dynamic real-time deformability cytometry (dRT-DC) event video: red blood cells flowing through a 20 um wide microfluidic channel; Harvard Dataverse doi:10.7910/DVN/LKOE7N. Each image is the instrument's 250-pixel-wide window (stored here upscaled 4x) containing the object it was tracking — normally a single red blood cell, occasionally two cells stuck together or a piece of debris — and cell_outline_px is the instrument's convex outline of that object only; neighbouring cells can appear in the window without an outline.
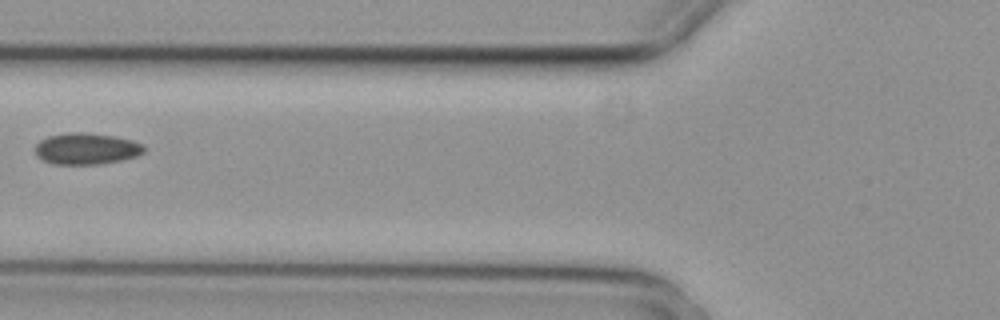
{"species": "common noctule bat (a hibernating species)", "species_latin": "Nyctalus noctula", "temperature_condition": "cold", "stored_images_in_passage": 3, "camera_frame_rate_fps": 3000, "um_per_image_px": 0.085, "animal": {"sex": "female", "body_mass_g": 29.2, "forearm_length_mm": 56.3}, "frame": {"image": 1, "passage_image": 2, "time_ms": 0.333, "image_size_px": [1000, 320], "cell_outline_px": [[144, 152], [136, 156], [120, 160], [100, 164], [52, 164], [36, 156], [36, 144], [40, 140], [48, 136], [68, 132], [84, 132], [112, 136], [132, 140], [144, 144]], "centroid_in_image_um": [7.33, 12.63], "position_along_channel_um": 118.5, "area_um2": 19.88}}
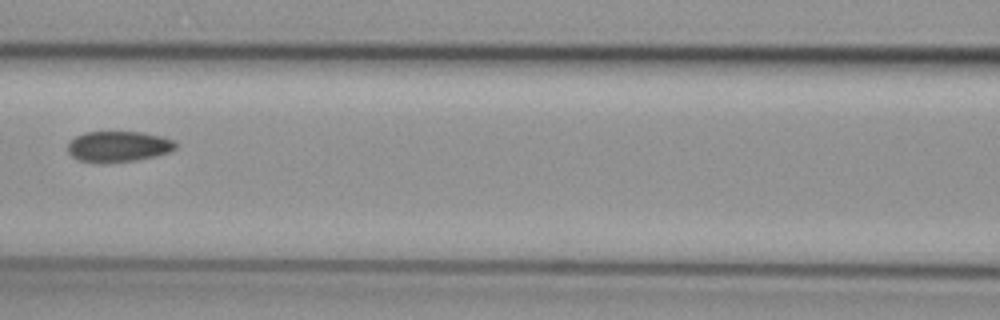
{"frame": {"image": 2, "passage_image": 3, "time_ms": 0.667, "image_size_px": [1000, 320], "cell_outline_px": [[176, 148], [168, 152], [156, 156], [136, 160], [108, 164], [96, 164], [76, 160], [68, 152], [68, 144], [76, 136], [84, 132], [144, 132], [164, 136], [176, 140]], "centroid_in_image_um": [10.06, 12.47], "position_along_channel_um": 156.5, "area_um2": 19.88}}